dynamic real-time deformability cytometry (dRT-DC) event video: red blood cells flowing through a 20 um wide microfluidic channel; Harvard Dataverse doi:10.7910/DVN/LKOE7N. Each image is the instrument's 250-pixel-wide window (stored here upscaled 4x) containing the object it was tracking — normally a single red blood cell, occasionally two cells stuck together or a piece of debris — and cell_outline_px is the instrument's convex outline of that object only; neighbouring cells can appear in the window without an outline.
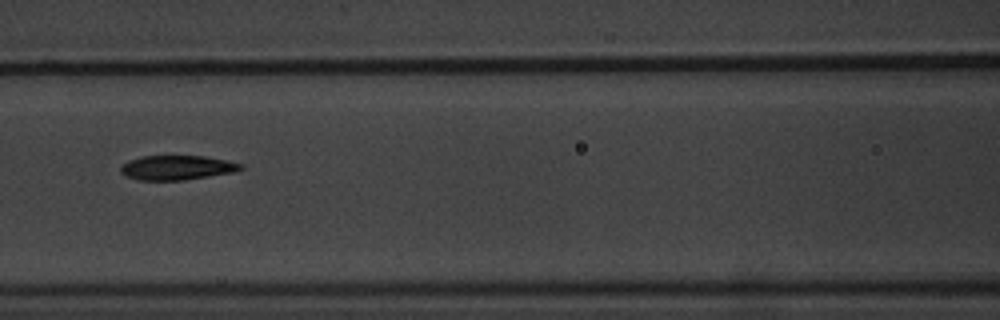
{"species": "common noctule bat (a hibernating species)", "species_latin": "Nyctalus noctula", "temperature_condition": "warm", "stored_images_in_passage": 10, "camera_frame_rate_fps": 3000, "um_per_image_px": 0.085, "animal": {"sex": "male", "body_mass_g": 20.1, "forearm_length_mm": 53.5}, "frame": {"image": 1, "passage_image": 6, "time_ms": 6.0, "image_size_px": [1000, 320], "cell_outline_px": [[244, 168], [232, 172], [184, 180], [140, 180], [128, 176], [120, 172], [120, 168], [128, 160], [140, 156], [204, 156], [228, 160], [244, 164]], "centroid_in_image_um": [15.06, 14.24], "position_along_channel_um": 151.5, "area_um2": 17.05}}
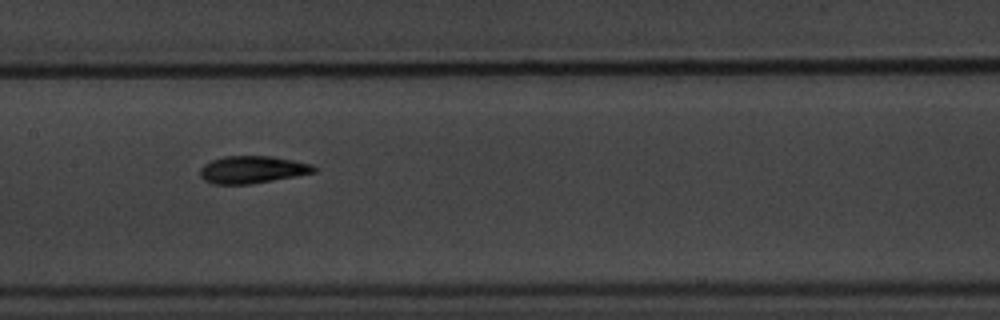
{"frame": {"image": 2, "passage_image": 7, "time_ms": 7.0, "image_size_px": [1000, 320], "cell_outline_px": [[316, 172], [296, 176], [248, 184], [212, 184], [204, 180], [200, 176], [200, 168], [204, 164], [212, 160], [224, 156], [272, 156], [312, 164], [316, 168]], "centroid_in_image_um": [21.43, 14.41], "position_along_channel_um": 186.0, "area_um2": 18.09}}